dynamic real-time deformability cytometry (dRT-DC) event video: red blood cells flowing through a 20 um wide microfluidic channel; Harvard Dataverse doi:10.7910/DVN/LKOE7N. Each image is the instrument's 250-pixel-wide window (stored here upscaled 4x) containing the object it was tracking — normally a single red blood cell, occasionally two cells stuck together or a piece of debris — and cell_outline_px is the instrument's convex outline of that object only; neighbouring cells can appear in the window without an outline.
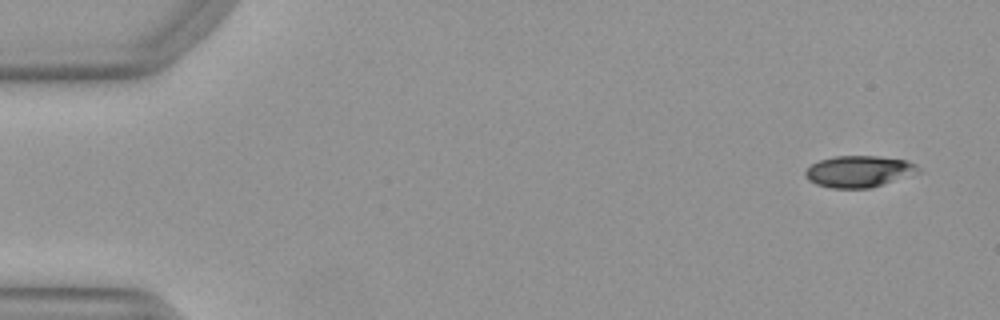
{"species": "Egyptian fruit bat (a non-hibernating species)", "species_latin": "Rousettus aegyptiacus", "temperature_condition": "warm", "stored_images_in_passage": 51, "camera_frame_rate_fps": 3000, "um_per_image_px": 0.085, "animal": {"sex": "female"}, "frame": {"image": 1, "passage_image": 3, "time_ms": 0.667, "image_size_px": [1000, 320], "cell_outline_px": [[924, 172], [872, 188], [832, 188], [816, 184], [808, 180], [804, 176], [804, 172], [812, 164], [820, 160], [836, 156], [876, 156], [908, 160], [916, 164]], "centroid_in_image_um": [73.08, 14.58], "position_along_channel_um": 11.9, "area_um2": 21.1}}
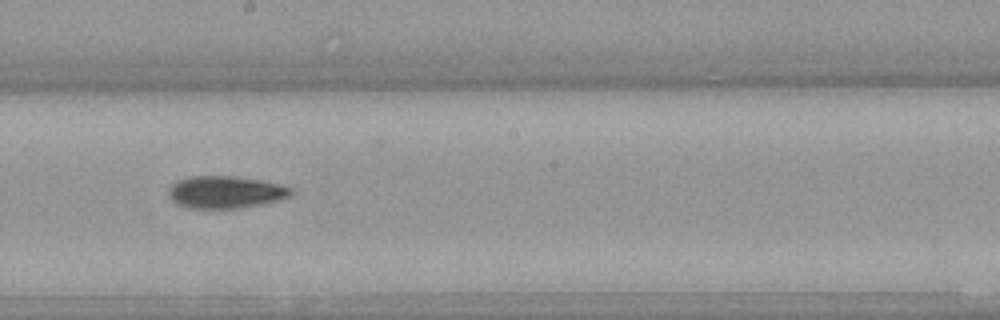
{"frame": {"image": 2, "passage_image": 29, "time_ms": 9.333, "image_size_px": [1000, 320], "cell_outline_px": [[296, 192], [292, 196], [280, 200], [240, 208], [188, 208], [176, 204], [168, 196], [168, 188], [176, 180], [188, 176], [232, 176], [260, 180], [292, 188]], "centroid_in_image_um": [19.14, 16.33], "position_along_channel_um": 229.1, "area_um2": 23.24}}
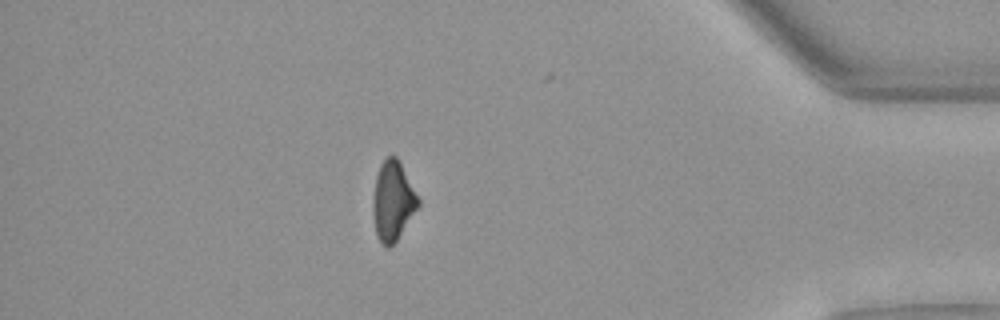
{"frame": {"image": 3, "passage_image": 45, "time_ms": 14.667, "image_size_px": [1000, 320], "cell_outline_px": [[420, 204], [396, 240], [388, 248], [380, 244], [376, 236], [372, 212], [372, 200], [376, 176], [380, 164], [388, 156], [396, 156], [420, 200]], "centroid_in_image_um": [33.35, 17.11], "position_along_channel_um": 401.8, "area_um2": 20.75}, "authors_computed_cell_mechanics": {"area_um2": 21.7328, "velocity_mm_per_s": 3.9911, "shape_relaxation_time_tau1_ms": 5.0159, "shape_relaxation_time_tau2_ms": 9.9698, "deformation_change_tau1": 0.1422, "deformation_change_tau2": 0.2151}}